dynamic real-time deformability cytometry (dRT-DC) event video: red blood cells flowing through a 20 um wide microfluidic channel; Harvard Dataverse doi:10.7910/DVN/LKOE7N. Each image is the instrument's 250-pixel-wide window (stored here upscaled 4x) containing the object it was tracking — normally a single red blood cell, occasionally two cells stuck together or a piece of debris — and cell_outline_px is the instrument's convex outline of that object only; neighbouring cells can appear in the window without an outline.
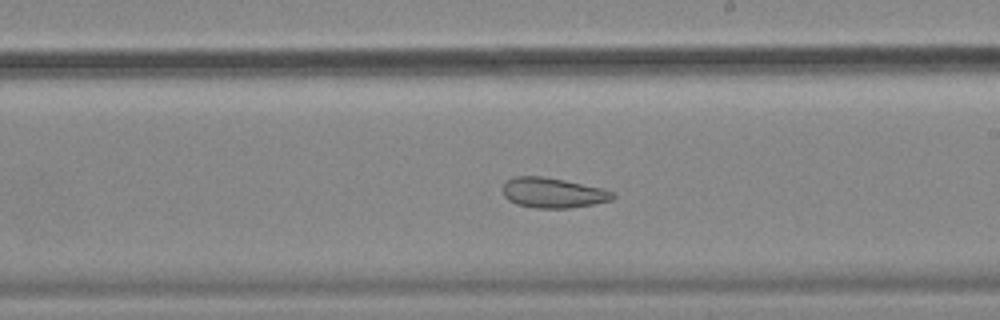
{"species": "common noctule bat (a hibernating species)", "species_latin": "Nyctalus noctula", "temperature_condition": "cold", "stored_images_in_passage": 42, "camera_frame_rate_fps": 3000, "um_per_image_px": 0.085, "animal": {"sex": "female", "body_mass_g": 18.4}, "frame": {"image": 1, "passage_image": 30, "time_ms": 9.667, "image_size_px": [1000, 320], "cell_outline_px": [[616, 196], [612, 200], [592, 204], [568, 208], [536, 208], [516, 204], [508, 200], [504, 196], [504, 184], [512, 176], [544, 176], [604, 188], [612, 192]], "centroid_in_image_um": [47.0, 16.38], "position_along_channel_um": 242.0, "area_um2": 19.31}, "authors_computed_cell_mechanics": {"area_um2": 23.4957, "velocity_mm_per_s": 3.5449, "shape_relaxation_time_tau1_ms": null, "shape_relaxation_time_tau2_ms": 2.9789, "deformation_change_tau1": null, "deformation_change_tau2": 0.0916}}